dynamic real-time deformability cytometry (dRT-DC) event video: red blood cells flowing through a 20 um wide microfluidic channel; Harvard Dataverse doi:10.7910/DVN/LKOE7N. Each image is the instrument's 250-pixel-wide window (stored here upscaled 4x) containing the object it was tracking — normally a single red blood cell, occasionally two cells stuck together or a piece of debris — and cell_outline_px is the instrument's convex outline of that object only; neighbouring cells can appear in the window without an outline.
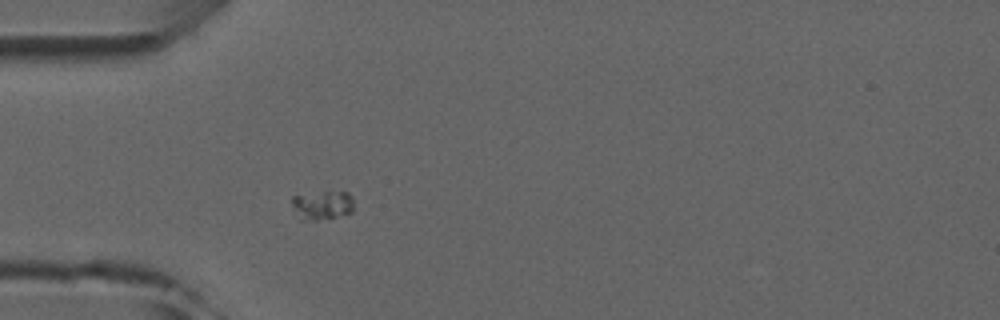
{"species": "common noctule bat (a hibernating species)", "species_latin": "Nyctalus noctula", "temperature_condition": "room temperature", "stored_images_in_passage": 6, "camera_frame_rate_fps": 3000, "um_per_image_px": 0.085, "animal": {"sex": "male", "forearm_length_mm": 52.5}, "frame": {"image": 1, "passage_image": 6, "time_ms": 5.667, "image_size_px": [1000, 320], "cell_outline_px": [[352, 212], [336, 216], [316, 220], [300, 220], [292, 204], [292, 196], [324, 192], [348, 192], [352, 196]], "centroid_in_image_um": [27.39, 17.44], "position_along_channel_um": 57.6, "area_um2": 10.17}}